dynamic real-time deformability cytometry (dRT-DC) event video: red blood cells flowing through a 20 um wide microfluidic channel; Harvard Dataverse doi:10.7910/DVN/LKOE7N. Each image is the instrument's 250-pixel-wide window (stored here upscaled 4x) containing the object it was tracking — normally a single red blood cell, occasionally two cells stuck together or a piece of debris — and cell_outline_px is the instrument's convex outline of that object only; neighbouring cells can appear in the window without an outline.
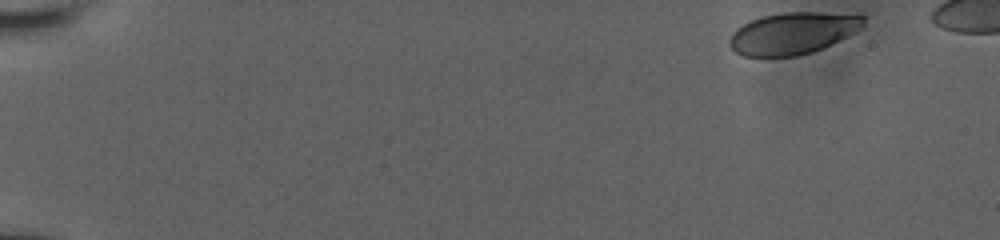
{"species": "human", "species_latin": "Homo sapiens", "temperature_condition": "room temperature", "stored_images_in_passage": 21, "camera_frame_rate_fps": 3000, "um_per_image_px": 0.085, "donor": {"sex": "male"}, "frame": {"image": 1, "passage_image": 1, "time_ms": 0.0, "image_size_px": [1000, 240], "cell_outline_px": [[864, 24], [860, 28], [832, 44], [812, 52], [796, 56], [744, 56], [736, 52], [728, 44], [728, 40], [732, 32], [736, 28], [752, 20], [764, 16], [784, 12], [820, 12], [864, 16]], "centroid_in_image_um": [67.34, 2.83], "position_along_channel_um": 17.7, "area_um2": 32.31}}
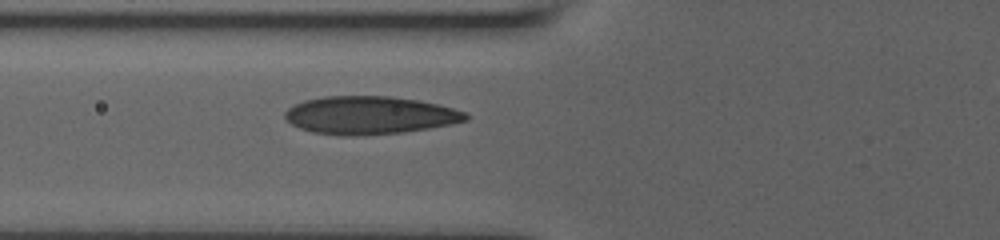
{"frame": {"image": 2, "passage_image": 21, "time_ms": 6.0, "image_size_px": [1000, 240], "cell_outline_px": [[468, 120], [452, 124], [428, 128], [400, 132], [356, 136], [340, 136], [312, 132], [300, 128], [284, 120], [284, 112], [288, 108], [304, 100], [324, 96], [388, 96], [420, 100], [452, 108], [464, 112], [468, 116]], "centroid_in_image_um": [31.38, 9.8], "position_along_channel_um": 94.4, "area_um2": 40.0}}